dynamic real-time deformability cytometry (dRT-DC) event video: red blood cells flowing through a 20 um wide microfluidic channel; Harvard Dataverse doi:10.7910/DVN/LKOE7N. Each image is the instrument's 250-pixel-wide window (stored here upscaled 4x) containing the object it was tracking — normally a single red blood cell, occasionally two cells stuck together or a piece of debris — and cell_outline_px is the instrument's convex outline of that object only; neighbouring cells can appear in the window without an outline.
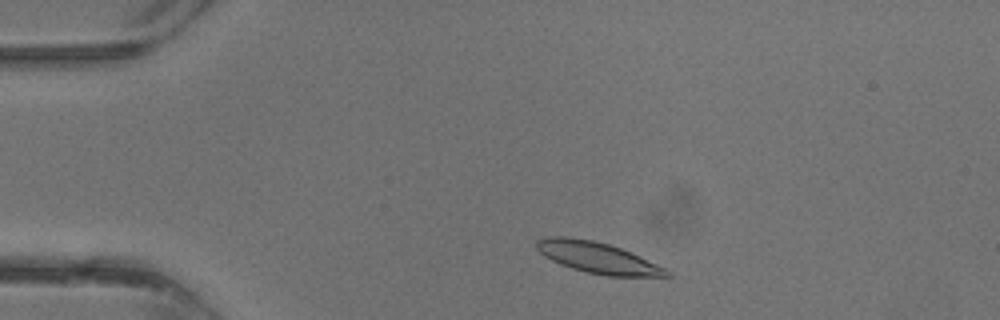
{"species": "common noctule bat (a hibernating species)", "species_latin": "Nyctalus noctula", "temperature_condition": "warm", "stored_images_in_passage": 33, "camera_frame_rate_fps": 3000, "um_per_image_px": 0.085, "animal": {"sex": "male", "body_mass_g": 13.3}, "frame": {"image": 1, "passage_image": 3, "time_ms": 0.667, "image_size_px": [1000, 320], "cell_outline_px": [[672, 276], [604, 276], [584, 272], [560, 264], [544, 256], [536, 248], [536, 240], [544, 236], [568, 236], [592, 240], [608, 244], [620, 248], [668, 268], [672, 272]], "centroid_in_image_um": [50.79, 21.9], "position_along_channel_um": 34.2, "area_um2": 23.76}}
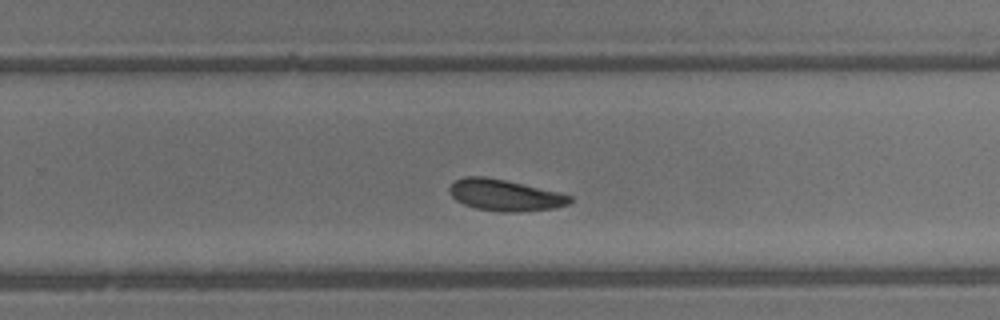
{"frame": {"image": 2, "passage_image": 20, "time_ms": 6.333, "image_size_px": [1000, 320], "cell_outline_px": [[572, 200], [568, 204], [556, 208], [520, 212], [504, 212], [476, 208], [464, 204], [456, 200], [448, 192], [448, 188], [456, 180], [464, 176], [484, 176], [504, 180], [560, 192], [572, 196]], "centroid_in_image_um": [42.92, 16.59], "position_along_channel_um": 286.9, "area_um2": 22.02}}
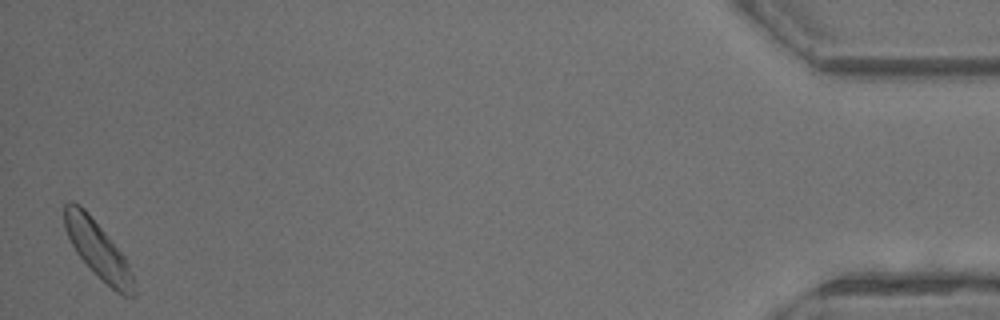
{"frame": {"image": 3, "passage_image": 33, "time_ms": 10.667, "image_size_px": [1000, 320], "cell_outline_px": [[136, 292], [132, 296], [124, 296], [116, 292], [76, 252], [64, 228], [64, 204], [68, 200], [72, 200], [80, 204], [88, 212], [124, 256], [132, 272]], "centroid_in_image_um": [8.31, 21.17], "position_along_channel_um": 426.9, "area_um2": 22.43}}